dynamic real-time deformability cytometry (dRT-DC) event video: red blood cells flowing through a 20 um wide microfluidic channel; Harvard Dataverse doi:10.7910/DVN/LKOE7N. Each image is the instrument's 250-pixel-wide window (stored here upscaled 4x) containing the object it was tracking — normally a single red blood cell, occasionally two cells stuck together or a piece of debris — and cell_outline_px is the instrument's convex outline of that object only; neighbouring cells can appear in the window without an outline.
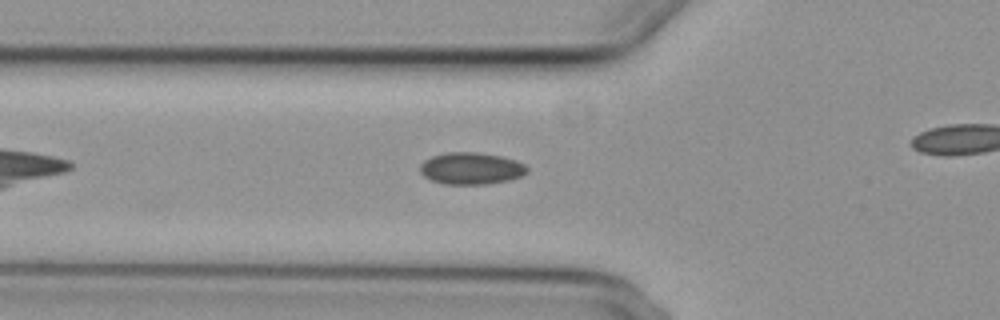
{"species": "common noctule bat (a hibernating species)", "species_latin": "Nyctalus noctula", "temperature_condition": "cold", "stored_images_in_passage": 32, "camera_frame_rate_fps": 3000, "um_per_image_px": 0.085, "animal": {"sex": "female", "body_mass_g": 29.2, "forearm_length_mm": 56.3}, "frame": {"image": 1, "passage_image": 6, "time_ms": 1.667, "image_size_px": [1000, 320], "cell_outline_px": [[528, 172], [520, 176], [508, 180], [488, 184], [444, 184], [432, 180], [424, 176], [420, 172], [420, 164], [424, 160], [432, 156], [448, 152], [476, 152], [500, 156], [516, 160], [524, 164], [528, 168]], "centroid_in_image_um": [40.04, 14.31], "position_along_channel_um": 85.8, "area_um2": 19.88}}
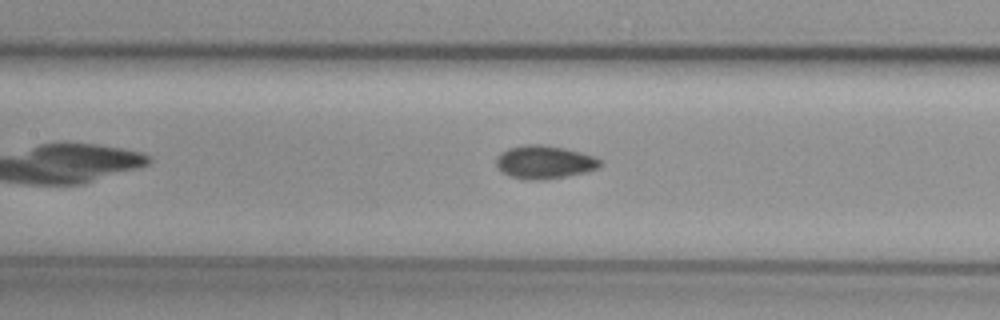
{"frame": {"image": 2, "passage_image": 12, "time_ms": 3.667, "image_size_px": [1000, 320], "cell_outline_px": [[600, 168], [568, 176], [544, 180], [528, 180], [512, 176], [500, 172], [496, 164], [496, 160], [500, 152], [508, 148], [528, 144], [540, 144], [564, 148], [596, 156], [600, 160]], "centroid_in_image_um": [46.27, 13.78], "position_along_channel_um": 161.1, "area_um2": 20.17}}
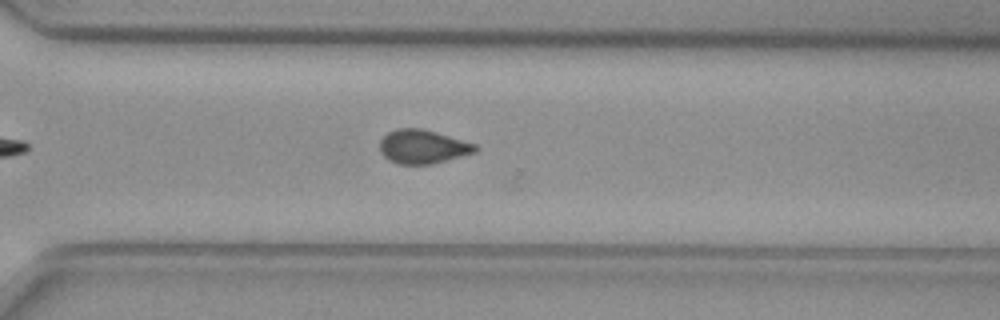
{"frame": {"image": 3, "passage_image": 26, "time_ms": 8.333, "image_size_px": [1000, 320], "cell_outline_px": [[480, 148], [476, 152], [432, 164], [396, 164], [388, 160], [380, 152], [380, 140], [388, 132], [396, 128], [420, 128], [436, 132], [476, 144]], "centroid_in_image_um": [35.93, 12.47], "position_along_channel_um": 334.7, "area_um2": 18.9}}